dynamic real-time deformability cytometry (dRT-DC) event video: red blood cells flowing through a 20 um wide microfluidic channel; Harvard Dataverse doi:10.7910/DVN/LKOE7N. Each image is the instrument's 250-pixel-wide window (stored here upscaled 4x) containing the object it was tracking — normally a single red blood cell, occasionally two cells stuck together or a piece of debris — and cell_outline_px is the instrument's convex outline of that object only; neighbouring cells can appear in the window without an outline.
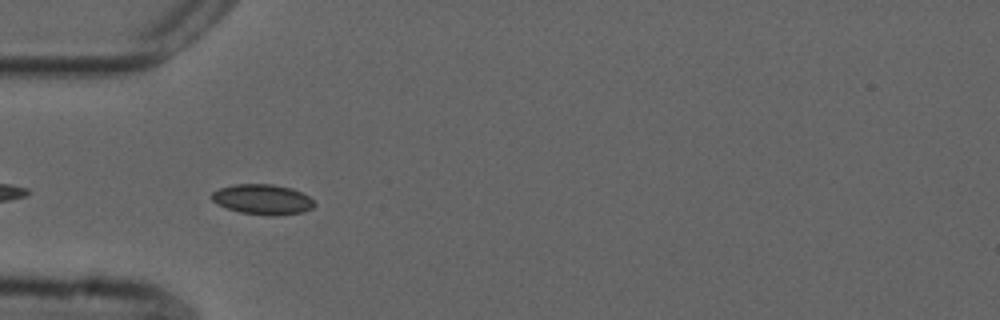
{"species": "common noctule bat (a hibernating species)", "species_latin": "Nyctalus noctula", "temperature_condition": "cold", "stored_images_in_passage": 41, "camera_frame_rate_fps": 3000, "um_per_image_px": 0.085, "animal": {"sex": "male", "forearm_length_mm": 52.5}, "frame": {"image": 1, "passage_image": 3, "time_ms": 0.667, "image_size_px": [1000, 320], "cell_outline_px": [[316, 204], [312, 208], [304, 212], [276, 216], [240, 212], [216, 204], [208, 196], [212, 192], [220, 188], [236, 184], [272, 184], [292, 188], [308, 196]], "centroid_in_image_um": [22.3, 16.95], "position_along_channel_um": 62.7, "area_um2": 18.09}}
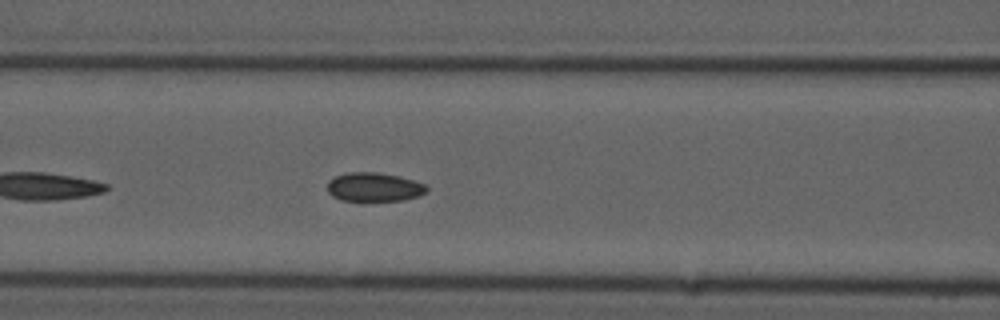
{"frame": {"image": 2, "passage_image": 9, "time_ms": 2.667, "image_size_px": [1000, 320], "cell_outline_px": [[428, 192], [420, 196], [404, 200], [340, 200], [332, 196], [328, 192], [328, 180], [336, 176], [348, 172], [376, 172], [400, 176], [424, 184], [428, 188]], "centroid_in_image_um": [31.81, 15.89], "position_along_channel_um": 134.8, "area_um2": 16.7}}
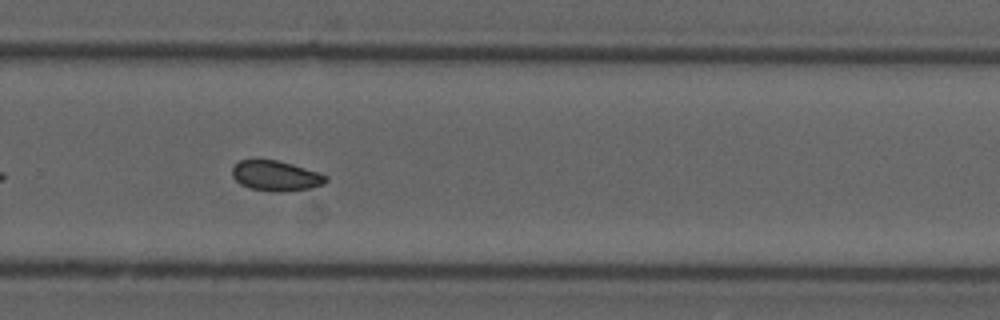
{"frame": {"image": 3, "passage_image": 23, "time_ms": 7.333, "image_size_px": [1000, 320], "cell_outline_px": [[328, 180], [324, 184], [312, 188], [284, 192], [272, 192], [248, 188], [240, 184], [232, 176], [232, 168], [240, 160], [276, 160], [292, 164], [328, 176]], "centroid_in_image_um": [23.44, 14.97], "position_along_channel_um": 306.4, "area_um2": 16.53}, "authors_computed_cell_mechanics": {"area_um2": 16.8198, "velocity_mm_per_s": 3.6909, "shape_relaxation_time_tau1_ms": 3.3129, "shape_relaxation_time_tau2_ms": 2.1589, "deformation_change_tau1": 0.0413, "deformation_change_tau2": 0.0461}}